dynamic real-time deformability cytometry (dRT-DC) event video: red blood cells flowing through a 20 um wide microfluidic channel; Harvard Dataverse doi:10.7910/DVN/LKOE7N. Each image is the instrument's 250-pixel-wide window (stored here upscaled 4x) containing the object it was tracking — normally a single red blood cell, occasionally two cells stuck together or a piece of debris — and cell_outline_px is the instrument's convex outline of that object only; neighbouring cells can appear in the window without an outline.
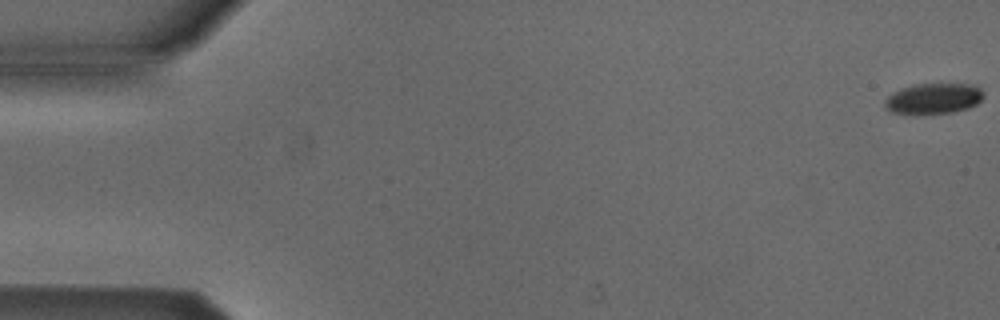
{"species": "Egyptian fruit bat (a non-hibernating species)", "species_latin": "Rousettus aegyptiacus", "temperature_condition": "cold", "stored_images_in_passage": 55, "camera_frame_rate_fps": 3000, "um_per_image_px": 0.085, "animal": {"sex": "male"}, "frame": {"image": 1, "passage_image": 1, "time_ms": 0.0, "image_size_px": [1000, 320], "cell_outline_px": [[984, 96], [976, 104], [968, 108], [952, 112], [916, 116], [892, 112], [884, 104], [884, 100], [892, 92], [900, 88], [912, 84], [972, 84], [980, 88], [984, 92]], "centroid_in_image_um": [79.31, 8.39], "position_along_channel_um": 5.7, "area_um2": 18.09}}
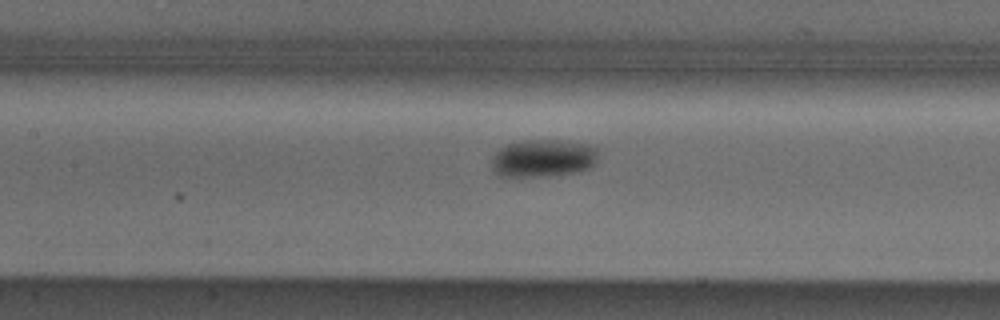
{"frame": {"image": 2, "passage_image": 25, "time_ms": 8.0, "image_size_px": [1000, 320], "cell_outline_px": [[596, 164], [588, 168], [576, 172], [556, 176], [500, 176], [492, 168], [492, 160], [496, 152], [504, 144], [524, 140], [556, 140], [592, 144], [596, 148]], "centroid_in_image_um": [46.18, 13.44], "position_along_channel_um": 161.2, "area_um2": 23.52}}
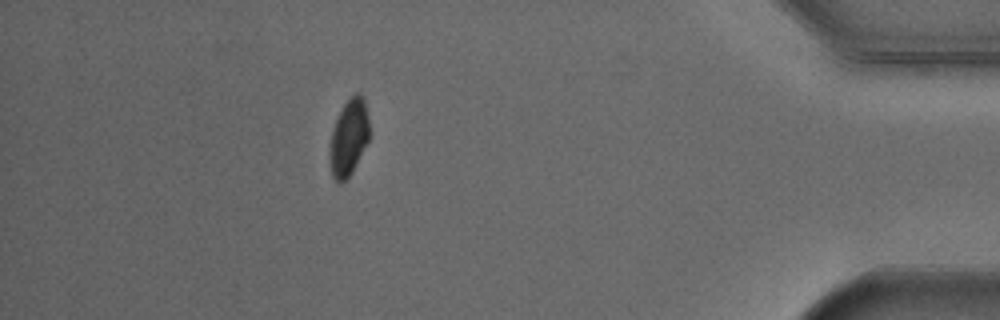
{"frame": {"image": 3, "passage_image": 48, "time_ms": 15.667, "image_size_px": [1000, 320], "cell_outline_px": [[368, 140], [352, 172], [340, 184], [336, 184], [332, 176], [332, 132], [336, 120], [344, 104], [356, 92], [360, 92], [364, 96], [368, 116]], "centroid_in_image_um": [29.69, 11.65], "position_along_channel_um": 405.5, "area_um2": 16.94}, "authors_computed_cell_mechanics": {"area_um2": 19.8832, "velocity_mm_per_s": 3.8627, "shape_relaxation_time_tau1_ms": 2.3688, "shape_relaxation_time_tau2_ms": null, "deformation_change_tau1": 0.0705, "deformation_change_tau2": null}}